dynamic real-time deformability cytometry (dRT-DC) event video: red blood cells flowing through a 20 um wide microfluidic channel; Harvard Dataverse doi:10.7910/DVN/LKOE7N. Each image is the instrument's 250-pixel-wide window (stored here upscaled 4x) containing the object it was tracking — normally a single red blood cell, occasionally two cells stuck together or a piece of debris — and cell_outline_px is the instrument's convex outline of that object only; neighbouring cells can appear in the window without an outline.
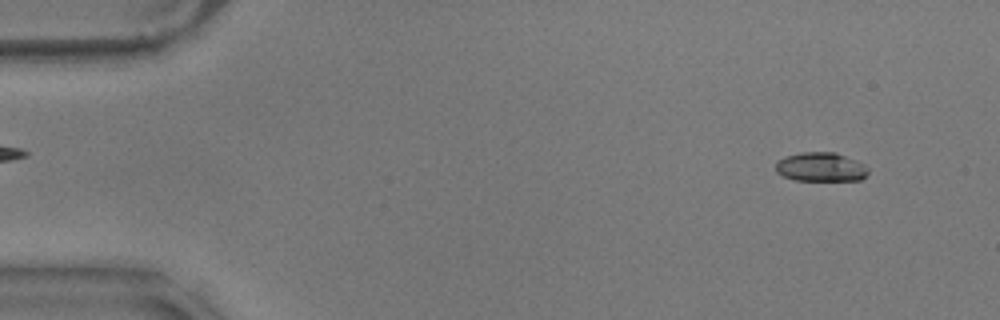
{"species": "common noctule bat (a hibernating species)", "species_latin": "Nyctalus noctula", "temperature_condition": "warm", "stored_images_in_passage": 57, "camera_frame_rate_fps": 3000, "um_per_image_px": 0.085, "animal": {"sex": "male", "body_mass_g": 17.9}, "frame": {"image": 1, "passage_image": 5, "time_ms": 1.333, "image_size_px": [1000, 320], "cell_outline_px": [[868, 172], [860, 180], [796, 180], [784, 176], [776, 172], [776, 164], [784, 156], [800, 152], [836, 152], [856, 160], [864, 164], [868, 168]], "centroid_in_image_um": [69.77, 14.18], "position_along_channel_um": 15.2, "area_um2": 15.61}}
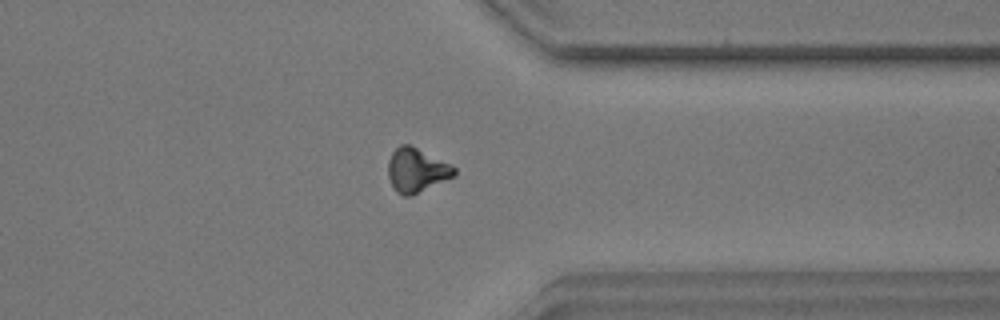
{"frame": {"image": 2, "passage_image": 45, "time_ms": 14.667, "image_size_px": [1000, 320], "cell_outline_px": [[456, 176], [412, 196], [404, 196], [396, 192], [388, 176], [388, 160], [392, 152], [400, 144], [408, 144], [452, 164], [456, 168]], "centroid_in_image_um": [35.43, 14.48], "position_along_channel_um": 376.0, "area_um2": 17.17}}
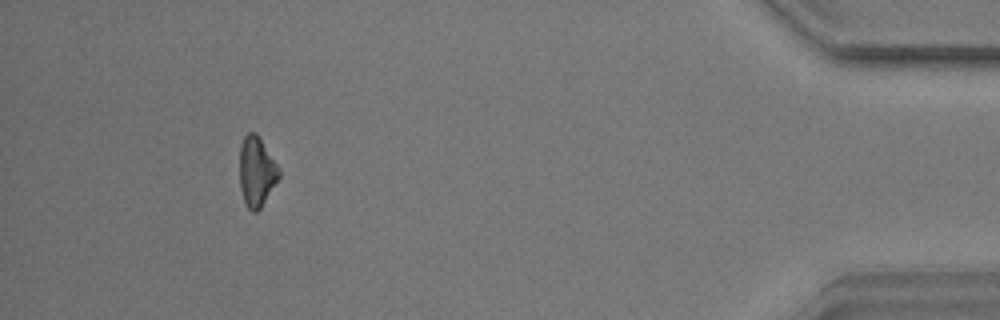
{"frame": {"image": 3, "passage_image": 53, "time_ms": 17.333, "image_size_px": [1000, 320], "cell_outline_px": [[280, 176], [260, 208], [256, 212], [252, 212], [244, 204], [240, 188], [240, 144], [244, 136], [248, 132], [256, 132], [280, 168]], "centroid_in_image_um": [21.8, 14.58], "position_along_channel_um": 413.4, "area_um2": 16.07}, "authors_computed_cell_mechanics": {"area_um2": 16.4152, "velocity_mm_per_s": 3.5448, "shape_relaxation_time_tau1_ms": 4.279, "shape_relaxation_time_tau2_ms": null, "deformation_change_tau1": 0.1395, "deformation_change_tau2": null}}